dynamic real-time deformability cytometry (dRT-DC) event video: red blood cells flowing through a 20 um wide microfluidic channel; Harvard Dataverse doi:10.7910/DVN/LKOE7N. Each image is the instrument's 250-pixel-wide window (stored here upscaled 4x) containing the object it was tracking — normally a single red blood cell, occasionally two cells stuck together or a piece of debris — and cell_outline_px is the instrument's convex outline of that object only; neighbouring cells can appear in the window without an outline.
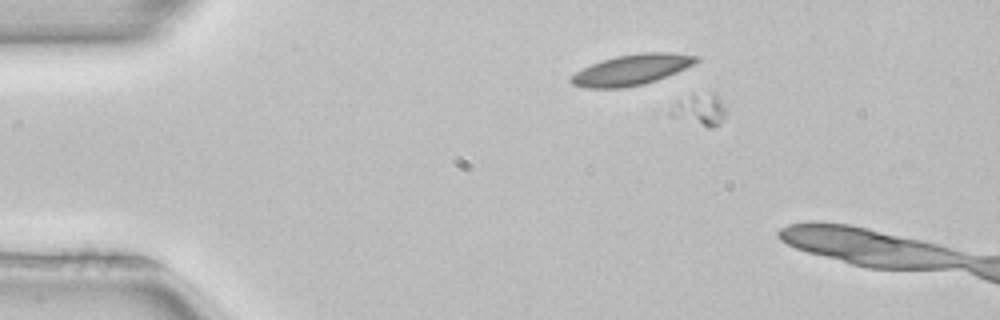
{"species": "common noctule bat (a hibernating species)", "species_latin": "Nyctalus noctula", "temperature_condition": "room temperature", "stored_images_in_passage": 4, "camera_frame_rate_fps": 3000, "um_per_image_px": 0.085, "animal": {"sex": "female", "body_mass_g": 22.7, "forearm_length_mm": 54.2}, "frame": {"image": 1, "passage_image": 2, "time_ms": 0.333, "image_size_px": [1000, 320], "cell_outline_px": [[728, 112], [720, 124], [712, 128], [708, 128], [672, 116], [668, 112], [680, 100], [692, 96], [712, 92], [716, 92], [728, 108]], "centroid_in_image_um": [59.61, 9.34], "position_along_channel_um": 25.4, "area_um2": 10.23}}